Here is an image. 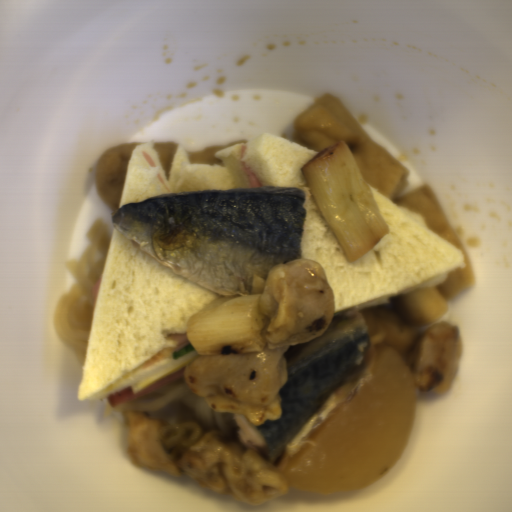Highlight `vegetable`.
Here are the masks:
<instances>
[{"label": "vegetable", "mask_w": 512, "mask_h": 512, "mask_svg": "<svg viewBox=\"0 0 512 512\" xmlns=\"http://www.w3.org/2000/svg\"><path fill=\"white\" fill-rule=\"evenodd\" d=\"M261 293L220 297L190 315L184 332L197 355L263 351L266 339L262 331L269 319L258 311Z\"/></svg>", "instance_id": "ea0f7189"}, {"label": "vegetable", "mask_w": 512, "mask_h": 512, "mask_svg": "<svg viewBox=\"0 0 512 512\" xmlns=\"http://www.w3.org/2000/svg\"><path fill=\"white\" fill-rule=\"evenodd\" d=\"M300 170L348 262L369 253L390 233L376 198L344 139L318 152Z\"/></svg>", "instance_id": "add77e79"}]
</instances>
